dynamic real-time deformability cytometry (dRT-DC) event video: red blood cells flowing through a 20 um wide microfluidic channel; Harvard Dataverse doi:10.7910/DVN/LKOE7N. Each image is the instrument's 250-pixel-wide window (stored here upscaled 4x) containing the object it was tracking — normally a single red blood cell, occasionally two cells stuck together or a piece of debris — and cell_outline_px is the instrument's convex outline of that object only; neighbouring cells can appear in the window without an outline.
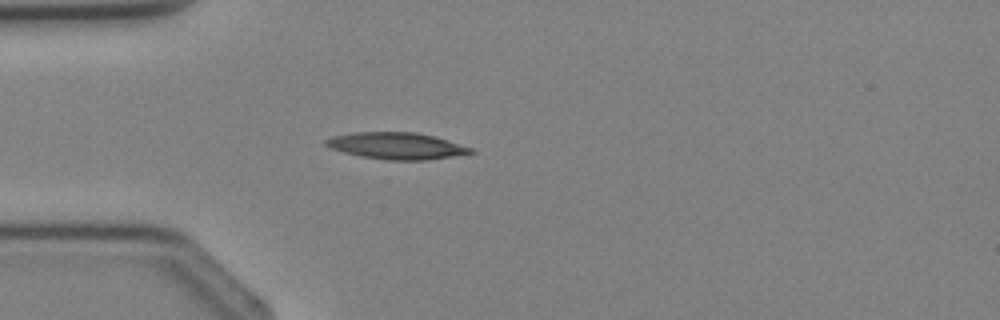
{"species": "Egyptian fruit bat (a non-hibernating species)", "species_latin": "Rousettus aegyptiacus", "temperature_condition": "cold", "stored_images_in_passage": 2, "camera_frame_rate_fps": 3000, "um_per_image_px": 0.085, "animal": {"sex": "female"}, "frame": {"image": 1, "passage_image": 2, "time_ms": 1.333, "image_size_px": [1000, 320], "cell_outline_px": [[476, 152], [424, 160], [388, 160], [360, 156], [344, 152], [332, 148], [324, 144], [324, 140], [332, 136], [356, 132], [416, 132], [448, 140], [472, 148]], "centroid_in_image_um": [33.68, 12.39], "position_along_channel_um": 51.3, "area_um2": 22.25}}